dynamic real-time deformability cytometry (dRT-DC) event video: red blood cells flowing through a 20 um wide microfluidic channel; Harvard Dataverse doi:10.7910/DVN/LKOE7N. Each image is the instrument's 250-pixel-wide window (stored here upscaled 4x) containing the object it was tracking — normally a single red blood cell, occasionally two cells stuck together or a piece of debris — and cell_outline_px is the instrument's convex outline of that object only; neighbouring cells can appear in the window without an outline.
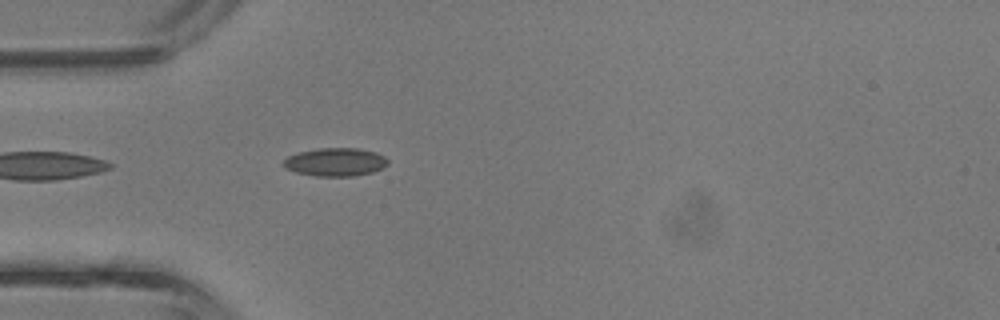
{"species": "common noctule bat (a hibernating species)", "species_latin": "Nyctalus noctula", "temperature_condition": "room temperature", "stored_images_in_passage": 3, "camera_frame_rate_fps": 3000, "um_per_image_px": 0.085, "animal": {"sex": "male", "body_mass_g": 13.3}, "frame": {"image": 1, "passage_image": 3, "time_ms": 0.667, "image_size_px": [1000, 320], "cell_outline_px": [[388, 164], [372, 172], [352, 176], [316, 176], [296, 172], [284, 168], [284, 160], [288, 156], [296, 152], [320, 148], [356, 148], [376, 152], [384, 156], [388, 160]], "centroid_in_image_um": [28.49, 13.76], "position_along_channel_um": 56.5, "area_um2": 17.11}}